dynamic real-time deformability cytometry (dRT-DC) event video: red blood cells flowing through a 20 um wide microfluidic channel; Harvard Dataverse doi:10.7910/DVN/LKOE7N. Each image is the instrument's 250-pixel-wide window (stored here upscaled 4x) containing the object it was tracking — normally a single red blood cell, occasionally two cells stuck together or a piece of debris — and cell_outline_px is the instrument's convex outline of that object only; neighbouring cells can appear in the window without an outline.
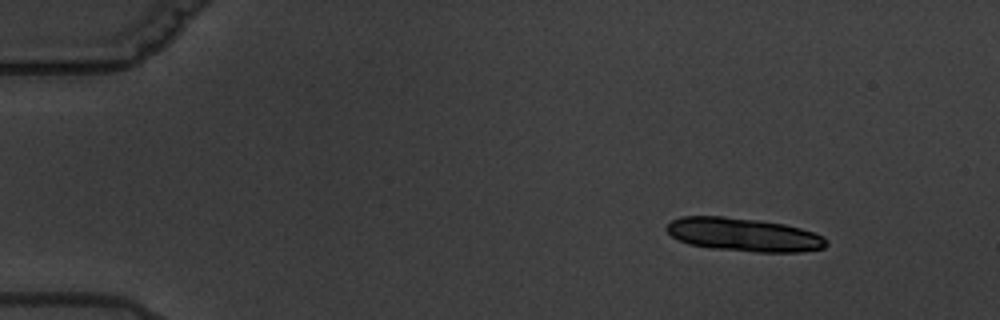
{"species": "common noctule bat (a hibernating species)", "species_latin": "Nyctalus noctula", "temperature_condition": "warm", "stored_images_in_passage": 6, "camera_frame_rate_fps": 3000, "um_per_image_px": 0.085, "animal": {"sex": "male", "body_mass_g": 19.5, "forearm_length_mm": 54.6}, "frame": {"image": 1, "passage_image": 2, "time_ms": 1.333, "image_size_px": [1000, 320], "cell_outline_px": [[828, 244], [824, 248], [800, 252], [756, 252], [712, 248], [688, 244], [672, 236], [664, 228], [672, 220], [680, 216], [724, 216], [760, 220], [784, 224], [800, 228], [824, 236], [828, 240]], "centroid_in_image_um": [63.22, 19.94], "position_along_channel_um": 21.8, "area_um2": 31.21}}
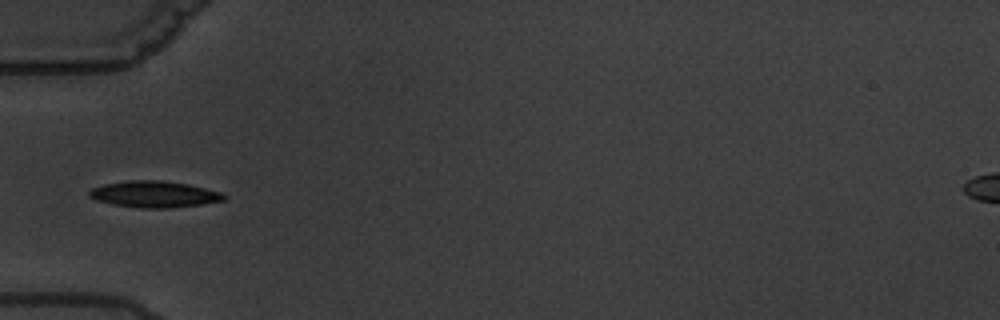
{"frame": {"image": 2, "passage_image": 6, "time_ms": 6.0, "image_size_px": [1000, 320], "cell_outline_px": [[228, 196], [224, 200], [200, 204], [168, 208], [140, 208], [112, 204], [96, 200], [88, 196], [88, 192], [92, 188], [104, 184], [128, 180], [164, 180], [188, 184], [224, 192]], "centroid_in_image_um": [13.13, 16.5], "position_along_channel_um": 71.9, "area_um2": 20.87}}